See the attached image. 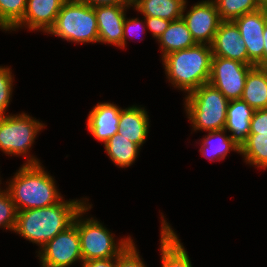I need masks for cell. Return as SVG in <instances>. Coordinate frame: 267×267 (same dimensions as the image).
Here are the masks:
<instances>
[{
    "label": "cell",
    "instance_id": "obj_21",
    "mask_svg": "<svg viewBox=\"0 0 267 267\" xmlns=\"http://www.w3.org/2000/svg\"><path fill=\"white\" fill-rule=\"evenodd\" d=\"M157 41L161 48L162 58L171 52L191 48L197 45L182 18L176 21H171L168 28Z\"/></svg>",
    "mask_w": 267,
    "mask_h": 267
},
{
    "label": "cell",
    "instance_id": "obj_1",
    "mask_svg": "<svg viewBox=\"0 0 267 267\" xmlns=\"http://www.w3.org/2000/svg\"><path fill=\"white\" fill-rule=\"evenodd\" d=\"M88 201L87 198L81 200L62 198L52 206L18 211L14 232L41 248L69 227L76 214Z\"/></svg>",
    "mask_w": 267,
    "mask_h": 267
},
{
    "label": "cell",
    "instance_id": "obj_32",
    "mask_svg": "<svg viewBox=\"0 0 267 267\" xmlns=\"http://www.w3.org/2000/svg\"><path fill=\"white\" fill-rule=\"evenodd\" d=\"M144 20L146 28L152 32V36L156 39V41L171 23L170 20L151 16H144Z\"/></svg>",
    "mask_w": 267,
    "mask_h": 267
},
{
    "label": "cell",
    "instance_id": "obj_36",
    "mask_svg": "<svg viewBox=\"0 0 267 267\" xmlns=\"http://www.w3.org/2000/svg\"><path fill=\"white\" fill-rule=\"evenodd\" d=\"M261 8H267V0H256Z\"/></svg>",
    "mask_w": 267,
    "mask_h": 267
},
{
    "label": "cell",
    "instance_id": "obj_20",
    "mask_svg": "<svg viewBox=\"0 0 267 267\" xmlns=\"http://www.w3.org/2000/svg\"><path fill=\"white\" fill-rule=\"evenodd\" d=\"M201 147L199 152L210 161H220L225 159L230 151L240 154V145L225 131H209L203 139H200Z\"/></svg>",
    "mask_w": 267,
    "mask_h": 267
},
{
    "label": "cell",
    "instance_id": "obj_2",
    "mask_svg": "<svg viewBox=\"0 0 267 267\" xmlns=\"http://www.w3.org/2000/svg\"><path fill=\"white\" fill-rule=\"evenodd\" d=\"M41 164L24 163L6 182V189L17 211L52 206L64 198L55 185L54 177Z\"/></svg>",
    "mask_w": 267,
    "mask_h": 267
},
{
    "label": "cell",
    "instance_id": "obj_10",
    "mask_svg": "<svg viewBox=\"0 0 267 267\" xmlns=\"http://www.w3.org/2000/svg\"><path fill=\"white\" fill-rule=\"evenodd\" d=\"M187 0L182 19L197 44L211 45L214 35L222 22L213 0H202L193 4L187 11ZM185 11H187L185 13Z\"/></svg>",
    "mask_w": 267,
    "mask_h": 267
},
{
    "label": "cell",
    "instance_id": "obj_16",
    "mask_svg": "<svg viewBox=\"0 0 267 267\" xmlns=\"http://www.w3.org/2000/svg\"><path fill=\"white\" fill-rule=\"evenodd\" d=\"M145 107L132 105L120 111L118 133L140 148L146 142L150 121Z\"/></svg>",
    "mask_w": 267,
    "mask_h": 267
},
{
    "label": "cell",
    "instance_id": "obj_27",
    "mask_svg": "<svg viewBox=\"0 0 267 267\" xmlns=\"http://www.w3.org/2000/svg\"><path fill=\"white\" fill-rule=\"evenodd\" d=\"M17 212L9 192L0 186V228L14 231Z\"/></svg>",
    "mask_w": 267,
    "mask_h": 267
},
{
    "label": "cell",
    "instance_id": "obj_3",
    "mask_svg": "<svg viewBox=\"0 0 267 267\" xmlns=\"http://www.w3.org/2000/svg\"><path fill=\"white\" fill-rule=\"evenodd\" d=\"M212 57L210 45L197 44L191 48L171 52L161 60L166 78L172 86L189 94L208 83Z\"/></svg>",
    "mask_w": 267,
    "mask_h": 267
},
{
    "label": "cell",
    "instance_id": "obj_15",
    "mask_svg": "<svg viewBox=\"0 0 267 267\" xmlns=\"http://www.w3.org/2000/svg\"><path fill=\"white\" fill-rule=\"evenodd\" d=\"M121 107L110 102H98L89 111L87 128L92 136L104 144L119 131Z\"/></svg>",
    "mask_w": 267,
    "mask_h": 267
},
{
    "label": "cell",
    "instance_id": "obj_25",
    "mask_svg": "<svg viewBox=\"0 0 267 267\" xmlns=\"http://www.w3.org/2000/svg\"><path fill=\"white\" fill-rule=\"evenodd\" d=\"M221 21H234L240 16L261 8L256 0H213Z\"/></svg>",
    "mask_w": 267,
    "mask_h": 267
},
{
    "label": "cell",
    "instance_id": "obj_30",
    "mask_svg": "<svg viewBox=\"0 0 267 267\" xmlns=\"http://www.w3.org/2000/svg\"><path fill=\"white\" fill-rule=\"evenodd\" d=\"M146 23L143 17V20L139 18H127L125 17L124 27H123V38H122V48H126L127 38L135 36L137 34H142V32L146 31Z\"/></svg>",
    "mask_w": 267,
    "mask_h": 267
},
{
    "label": "cell",
    "instance_id": "obj_6",
    "mask_svg": "<svg viewBox=\"0 0 267 267\" xmlns=\"http://www.w3.org/2000/svg\"><path fill=\"white\" fill-rule=\"evenodd\" d=\"M47 34L81 45L98 43L94 7L77 0H67L60 9L54 26Z\"/></svg>",
    "mask_w": 267,
    "mask_h": 267
},
{
    "label": "cell",
    "instance_id": "obj_9",
    "mask_svg": "<svg viewBox=\"0 0 267 267\" xmlns=\"http://www.w3.org/2000/svg\"><path fill=\"white\" fill-rule=\"evenodd\" d=\"M253 65L213 56L208 83L217 88L229 101L240 99L246 76Z\"/></svg>",
    "mask_w": 267,
    "mask_h": 267
},
{
    "label": "cell",
    "instance_id": "obj_5",
    "mask_svg": "<svg viewBox=\"0 0 267 267\" xmlns=\"http://www.w3.org/2000/svg\"><path fill=\"white\" fill-rule=\"evenodd\" d=\"M91 208L92 204L88 202L76 214V227L83 262L119 256L133 242L132 237L127 236L115 242L114 233L110 232L100 221L94 217L83 218Z\"/></svg>",
    "mask_w": 267,
    "mask_h": 267
},
{
    "label": "cell",
    "instance_id": "obj_29",
    "mask_svg": "<svg viewBox=\"0 0 267 267\" xmlns=\"http://www.w3.org/2000/svg\"><path fill=\"white\" fill-rule=\"evenodd\" d=\"M134 241L116 257V267H147L141 260L139 250ZM138 250V251H137Z\"/></svg>",
    "mask_w": 267,
    "mask_h": 267
},
{
    "label": "cell",
    "instance_id": "obj_17",
    "mask_svg": "<svg viewBox=\"0 0 267 267\" xmlns=\"http://www.w3.org/2000/svg\"><path fill=\"white\" fill-rule=\"evenodd\" d=\"M160 232V255L162 267H193L189 255L178 239L174 229L166 222L164 215L161 216ZM173 229V230H172Z\"/></svg>",
    "mask_w": 267,
    "mask_h": 267
},
{
    "label": "cell",
    "instance_id": "obj_34",
    "mask_svg": "<svg viewBox=\"0 0 267 267\" xmlns=\"http://www.w3.org/2000/svg\"><path fill=\"white\" fill-rule=\"evenodd\" d=\"M82 267H116V257L85 261Z\"/></svg>",
    "mask_w": 267,
    "mask_h": 267
},
{
    "label": "cell",
    "instance_id": "obj_14",
    "mask_svg": "<svg viewBox=\"0 0 267 267\" xmlns=\"http://www.w3.org/2000/svg\"><path fill=\"white\" fill-rule=\"evenodd\" d=\"M213 56L237 60L248 65L245 42L234 21H222L211 43Z\"/></svg>",
    "mask_w": 267,
    "mask_h": 267
},
{
    "label": "cell",
    "instance_id": "obj_8",
    "mask_svg": "<svg viewBox=\"0 0 267 267\" xmlns=\"http://www.w3.org/2000/svg\"><path fill=\"white\" fill-rule=\"evenodd\" d=\"M39 249L37 256L41 267H69L77 261L82 265L83 258L76 216L69 227Z\"/></svg>",
    "mask_w": 267,
    "mask_h": 267
},
{
    "label": "cell",
    "instance_id": "obj_19",
    "mask_svg": "<svg viewBox=\"0 0 267 267\" xmlns=\"http://www.w3.org/2000/svg\"><path fill=\"white\" fill-rule=\"evenodd\" d=\"M254 110L267 109V67L253 66L240 98Z\"/></svg>",
    "mask_w": 267,
    "mask_h": 267
},
{
    "label": "cell",
    "instance_id": "obj_4",
    "mask_svg": "<svg viewBox=\"0 0 267 267\" xmlns=\"http://www.w3.org/2000/svg\"><path fill=\"white\" fill-rule=\"evenodd\" d=\"M229 100L210 83L185 95L184 110L193 131L222 130L226 124Z\"/></svg>",
    "mask_w": 267,
    "mask_h": 267
},
{
    "label": "cell",
    "instance_id": "obj_31",
    "mask_svg": "<svg viewBox=\"0 0 267 267\" xmlns=\"http://www.w3.org/2000/svg\"><path fill=\"white\" fill-rule=\"evenodd\" d=\"M267 133V109L255 110L250 120L249 134H265Z\"/></svg>",
    "mask_w": 267,
    "mask_h": 267
},
{
    "label": "cell",
    "instance_id": "obj_18",
    "mask_svg": "<svg viewBox=\"0 0 267 267\" xmlns=\"http://www.w3.org/2000/svg\"><path fill=\"white\" fill-rule=\"evenodd\" d=\"M255 110L241 99L229 101L227 108V117L225 131L240 146L247 139L250 132V120Z\"/></svg>",
    "mask_w": 267,
    "mask_h": 267
},
{
    "label": "cell",
    "instance_id": "obj_23",
    "mask_svg": "<svg viewBox=\"0 0 267 267\" xmlns=\"http://www.w3.org/2000/svg\"><path fill=\"white\" fill-rule=\"evenodd\" d=\"M105 152L109 159L119 168L132 166L139 155L141 149L134 142L129 141L126 137L116 133L105 144Z\"/></svg>",
    "mask_w": 267,
    "mask_h": 267
},
{
    "label": "cell",
    "instance_id": "obj_11",
    "mask_svg": "<svg viewBox=\"0 0 267 267\" xmlns=\"http://www.w3.org/2000/svg\"><path fill=\"white\" fill-rule=\"evenodd\" d=\"M245 42L248 65L264 67L263 32L267 22V8L246 13L234 20Z\"/></svg>",
    "mask_w": 267,
    "mask_h": 267
},
{
    "label": "cell",
    "instance_id": "obj_26",
    "mask_svg": "<svg viewBox=\"0 0 267 267\" xmlns=\"http://www.w3.org/2000/svg\"><path fill=\"white\" fill-rule=\"evenodd\" d=\"M27 0H0V29L10 31L22 18Z\"/></svg>",
    "mask_w": 267,
    "mask_h": 267
},
{
    "label": "cell",
    "instance_id": "obj_7",
    "mask_svg": "<svg viewBox=\"0 0 267 267\" xmlns=\"http://www.w3.org/2000/svg\"><path fill=\"white\" fill-rule=\"evenodd\" d=\"M45 126L25 112L0 117V150L10 156L28 155L25 164H39V159L30 155L29 150Z\"/></svg>",
    "mask_w": 267,
    "mask_h": 267
},
{
    "label": "cell",
    "instance_id": "obj_35",
    "mask_svg": "<svg viewBox=\"0 0 267 267\" xmlns=\"http://www.w3.org/2000/svg\"><path fill=\"white\" fill-rule=\"evenodd\" d=\"M263 40H264V67H267V22L264 27Z\"/></svg>",
    "mask_w": 267,
    "mask_h": 267
},
{
    "label": "cell",
    "instance_id": "obj_13",
    "mask_svg": "<svg viewBox=\"0 0 267 267\" xmlns=\"http://www.w3.org/2000/svg\"><path fill=\"white\" fill-rule=\"evenodd\" d=\"M67 0H27L23 18L10 30L25 27L32 31H48L54 26L57 15Z\"/></svg>",
    "mask_w": 267,
    "mask_h": 267
},
{
    "label": "cell",
    "instance_id": "obj_28",
    "mask_svg": "<svg viewBox=\"0 0 267 267\" xmlns=\"http://www.w3.org/2000/svg\"><path fill=\"white\" fill-rule=\"evenodd\" d=\"M10 69L8 66H0V117L8 115L6 110L12 98L15 80Z\"/></svg>",
    "mask_w": 267,
    "mask_h": 267
},
{
    "label": "cell",
    "instance_id": "obj_33",
    "mask_svg": "<svg viewBox=\"0 0 267 267\" xmlns=\"http://www.w3.org/2000/svg\"><path fill=\"white\" fill-rule=\"evenodd\" d=\"M92 7L100 5H132L131 0H77Z\"/></svg>",
    "mask_w": 267,
    "mask_h": 267
},
{
    "label": "cell",
    "instance_id": "obj_12",
    "mask_svg": "<svg viewBox=\"0 0 267 267\" xmlns=\"http://www.w3.org/2000/svg\"><path fill=\"white\" fill-rule=\"evenodd\" d=\"M132 5L95 6L98 42L122 48L123 27L126 12Z\"/></svg>",
    "mask_w": 267,
    "mask_h": 267
},
{
    "label": "cell",
    "instance_id": "obj_24",
    "mask_svg": "<svg viewBox=\"0 0 267 267\" xmlns=\"http://www.w3.org/2000/svg\"><path fill=\"white\" fill-rule=\"evenodd\" d=\"M240 155L246 164L267 169V133L249 134L240 146Z\"/></svg>",
    "mask_w": 267,
    "mask_h": 267
},
{
    "label": "cell",
    "instance_id": "obj_22",
    "mask_svg": "<svg viewBox=\"0 0 267 267\" xmlns=\"http://www.w3.org/2000/svg\"><path fill=\"white\" fill-rule=\"evenodd\" d=\"M186 0H132V7L144 16L170 21L181 19Z\"/></svg>",
    "mask_w": 267,
    "mask_h": 267
}]
</instances>
